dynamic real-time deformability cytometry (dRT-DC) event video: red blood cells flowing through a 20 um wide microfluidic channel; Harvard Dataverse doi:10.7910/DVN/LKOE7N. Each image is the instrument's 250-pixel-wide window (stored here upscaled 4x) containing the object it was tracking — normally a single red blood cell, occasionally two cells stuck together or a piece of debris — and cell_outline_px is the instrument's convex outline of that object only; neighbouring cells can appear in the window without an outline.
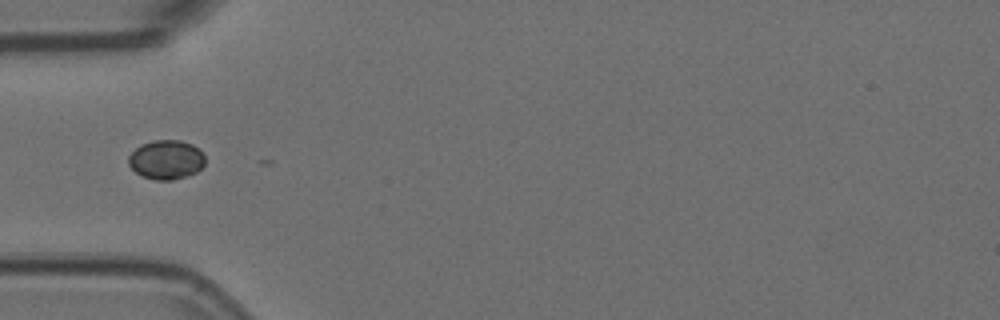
{"species": "Egyptian fruit bat (a non-hibernating species)", "species_latin": "Rousettus aegyptiacus", "temperature_condition": "room temperature", "stored_images_in_passage": 3, "camera_frame_rate_fps": 3000, "um_per_image_px": 0.085, "animal": {"sex": "female"}, "frame": {"image": 1, "passage_image": 1, "time_ms": 0.0, "image_size_px": [1000, 320], "cell_outline_px": [[204, 164], [196, 172], [172, 180], [156, 180], [144, 176], [136, 172], [128, 164], [128, 156], [140, 144], [152, 140], [180, 140], [192, 144], [204, 156]], "centroid_in_image_um": [14.1, 13.56], "position_along_channel_um": 70.9, "area_um2": 17.28}}
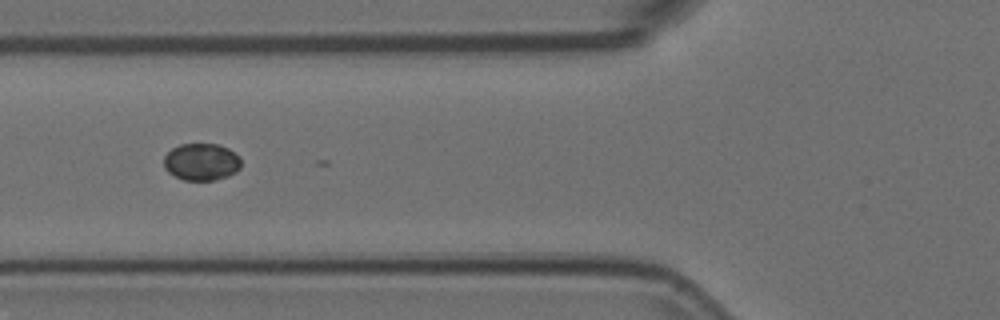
{"frame": {"image": 2, "passage_image": 2, "time_ms": 0.333, "image_size_px": [1000, 320], "cell_outline_px": [[240, 168], [236, 172], [228, 176], [216, 180], [184, 180], [168, 172], [164, 168], [164, 156], [172, 148], [180, 144], [220, 144], [228, 148], [240, 156]], "centroid_in_image_um": [17.13, 13.76], "position_along_channel_um": 108.7, "area_um2": 16.82}}